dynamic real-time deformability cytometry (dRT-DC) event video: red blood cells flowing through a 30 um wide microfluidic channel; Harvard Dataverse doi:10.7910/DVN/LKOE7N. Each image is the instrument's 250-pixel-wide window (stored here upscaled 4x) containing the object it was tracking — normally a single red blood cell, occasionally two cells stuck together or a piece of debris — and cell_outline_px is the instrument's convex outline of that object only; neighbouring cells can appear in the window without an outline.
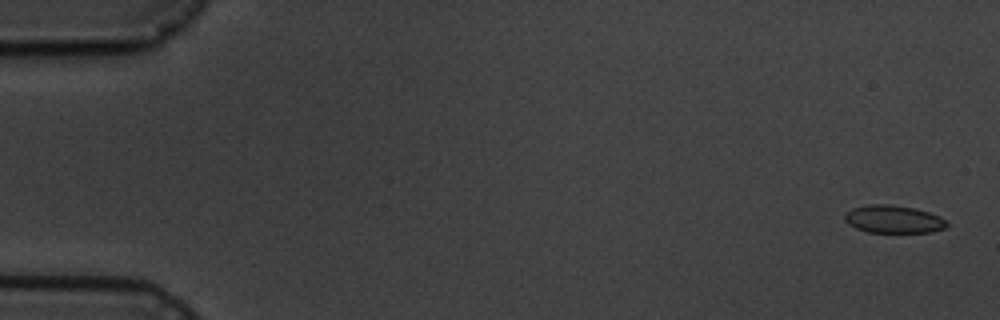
{"species": "common noctule bat (a hibernating species)", "species_latin": "Nyctalus noctula", "temperature_condition": "cold", "stored_images_in_passage": 8, "camera_frame_rate_fps": 3000, "um_per_image_px": 0.085, "animal": {"sex": "male", "body_mass_g": 19.5, "forearm_length_mm": 54.6}, "frame": {"image": 1, "passage_image": 1, "time_ms": 0.0, "image_size_px": [1000, 320], "cell_outline_px": [[948, 224], [944, 228], [932, 232], [868, 232], [856, 228], [848, 224], [844, 220], [844, 216], [852, 208], [872, 204], [888, 204], [916, 208], [940, 216]], "centroid_in_image_um": [75.94, 18.63], "position_along_channel_um": 9.1, "area_um2": 16.42}}
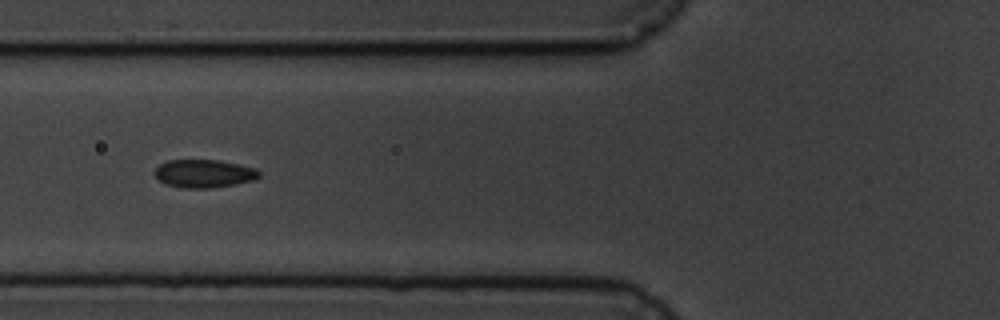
{"frame": {"image": 2, "passage_image": 7, "time_ms": 6.667, "image_size_px": [1000, 320], "cell_outline_px": [[260, 176], [252, 180], [236, 184], [212, 188], [180, 188], [164, 184], [152, 172], [160, 164], [168, 160], [220, 160], [240, 164], [256, 168], [260, 172]], "centroid_in_image_um": [17.33, 14.75], "position_along_channel_um": 108.5, "area_um2": 17.28}}
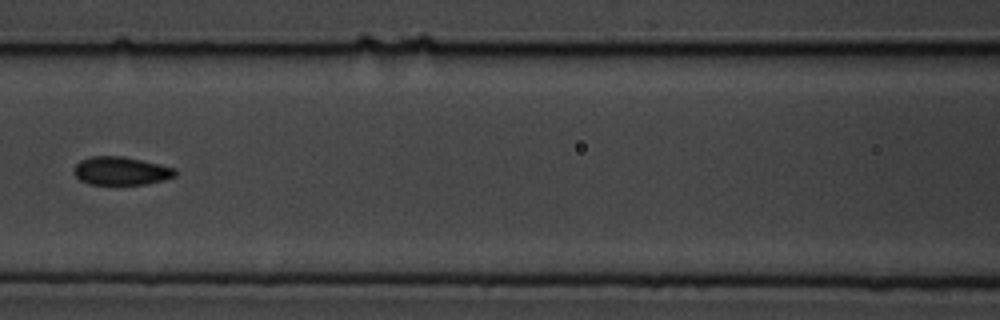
{"frame": {"image": 3, "passage_image": 8, "time_ms": 8.0, "image_size_px": [1000, 320], "cell_outline_px": [[176, 176], [164, 180], [144, 184], [88, 184], [80, 180], [72, 172], [76, 164], [80, 160], [92, 156], [124, 156], [160, 164], [176, 168]], "centroid_in_image_um": [10.28, 14.52], "position_along_channel_um": 156.3, "area_um2": 16.76}}